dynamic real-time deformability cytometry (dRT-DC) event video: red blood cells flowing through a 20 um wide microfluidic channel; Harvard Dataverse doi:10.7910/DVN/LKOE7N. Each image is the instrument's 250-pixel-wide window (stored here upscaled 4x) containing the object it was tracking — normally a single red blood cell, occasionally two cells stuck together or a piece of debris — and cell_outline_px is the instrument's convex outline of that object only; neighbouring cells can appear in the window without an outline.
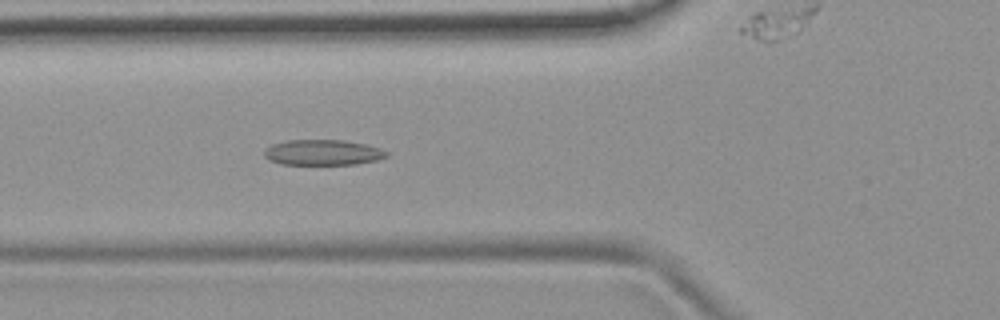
{"species": "common noctule bat (a hibernating species)", "species_latin": "Nyctalus noctula", "temperature_condition": "room temperature", "stored_images_in_passage": 54, "camera_frame_rate_fps": 3000, "um_per_image_px": 0.085, "animal": {"sex": "female", "body_mass_g": 19.9}, "frame": {"image": 1, "passage_image": 20, "time_ms": 6.333, "image_size_px": [1000, 320], "cell_outline_px": [[388, 156], [380, 160], [356, 164], [280, 164], [268, 160], [264, 156], [264, 152], [272, 144], [288, 140], [344, 140], [364, 144], [380, 148], [388, 152]], "centroid_in_image_um": [27.46, 12.96], "position_along_channel_um": 98.3, "area_um2": 18.21}}
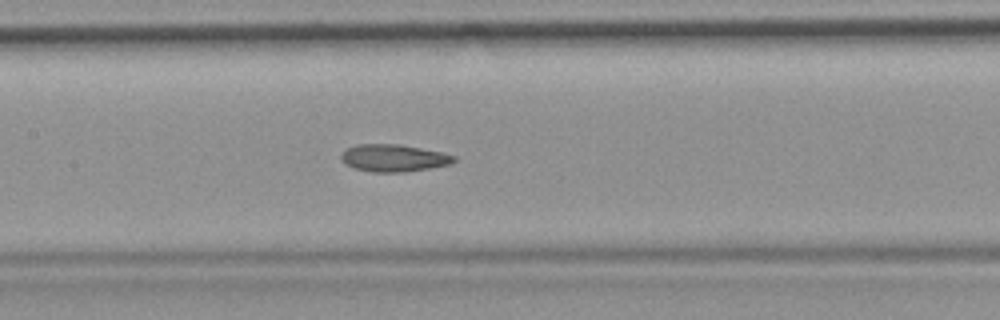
{"frame": {"image": 2, "passage_image": 26, "time_ms": 8.333, "image_size_px": [1000, 320], "cell_outline_px": [[456, 160], [452, 164], [404, 172], [372, 172], [352, 168], [344, 164], [340, 160], [340, 156], [348, 148], [356, 144], [400, 144], [440, 152], [456, 156]], "centroid_in_image_um": [33.43, 13.43], "position_along_channel_um": 174.0, "area_um2": 17.98}}
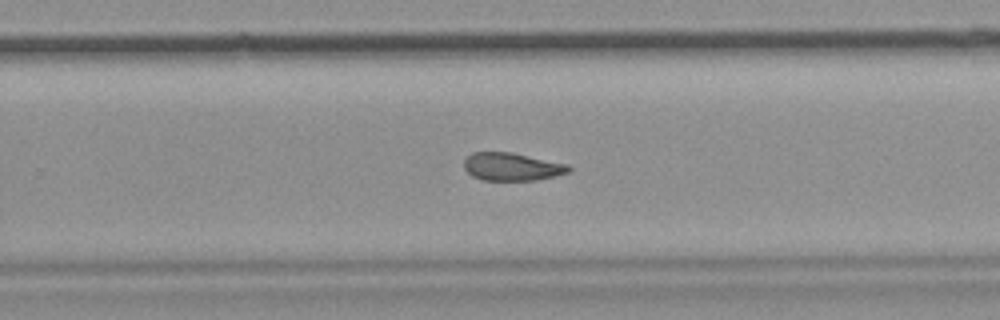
{"frame": {"image": 3, "passage_image": 35, "time_ms": 11.333, "image_size_px": [1000, 320], "cell_outline_px": [[572, 168], [568, 172], [556, 176], [536, 180], [484, 180], [472, 176], [464, 168], [464, 160], [472, 152], [512, 152], [568, 164]], "centroid_in_image_um": [43.52, 14.17], "position_along_channel_um": 286.3, "area_um2": 17.05}, "authors_computed_cell_mechanics": {"area_um2": 18.3515, "velocity_mm_per_s": 3.768, "shape_relaxation_time_tau1_ms": null, "shape_relaxation_time_tau2_ms": 5.5054, "deformation_change_tau1": null, "deformation_change_tau2": 0.1438}}